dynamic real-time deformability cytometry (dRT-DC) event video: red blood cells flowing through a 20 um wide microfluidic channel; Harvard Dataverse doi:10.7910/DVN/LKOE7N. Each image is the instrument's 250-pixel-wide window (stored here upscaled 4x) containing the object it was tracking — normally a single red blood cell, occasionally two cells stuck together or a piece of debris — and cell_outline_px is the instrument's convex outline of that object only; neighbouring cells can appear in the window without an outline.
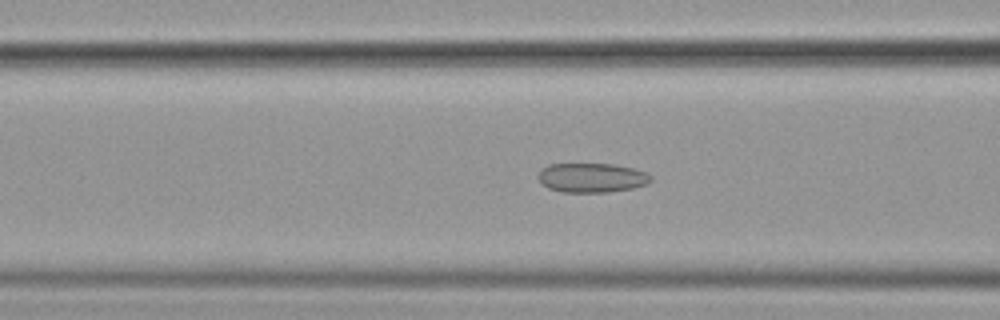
{"species": "common noctule bat (a hibernating species)", "species_latin": "Nyctalus noctula", "temperature_condition": "cold", "stored_images_in_passage": 56, "camera_frame_rate_fps": 3000, "um_per_image_px": 0.085, "animal": {"sex": "female", "body_mass_g": 19.9}, "frame": {"image": 1, "passage_image": 23, "time_ms": 7.333, "image_size_px": [1000, 320], "cell_outline_px": [[652, 180], [648, 184], [632, 188], [608, 192], [560, 192], [548, 188], [540, 180], [540, 168], [548, 164], [612, 164], [632, 168], [644, 172], [652, 176]], "centroid_in_image_um": [50.31, 15.11], "position_along_channel_um": 116.3, "area_um2": 19.19}}
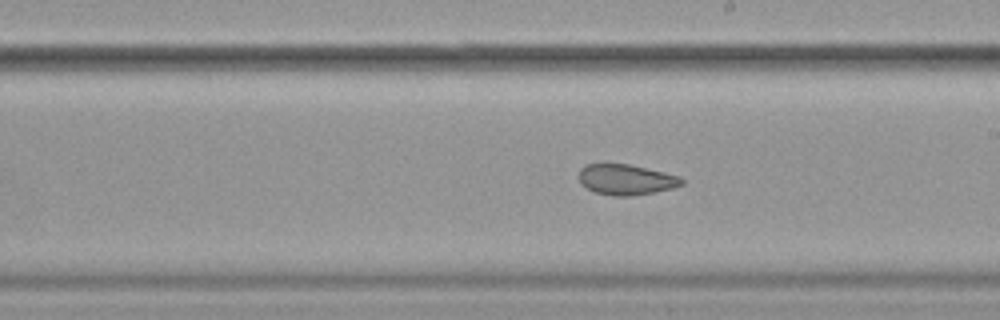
{"frame": {"image": 2, "passage_image": 33, "time_ms": 10.667, "image_size_px": [1000, 320], "cell_outline_px": [[684, 184], [672, 188], [632, 196], [612, 196], [596, 192], [580, 184], [580, 168], [584, 164], [628, 164], [664, 172], [680, 176], [684, 180]], "centroid_in_image_um": [53.22, 15.26], "position_along_channel_um": 235.8, "area_um2": 18.21}}
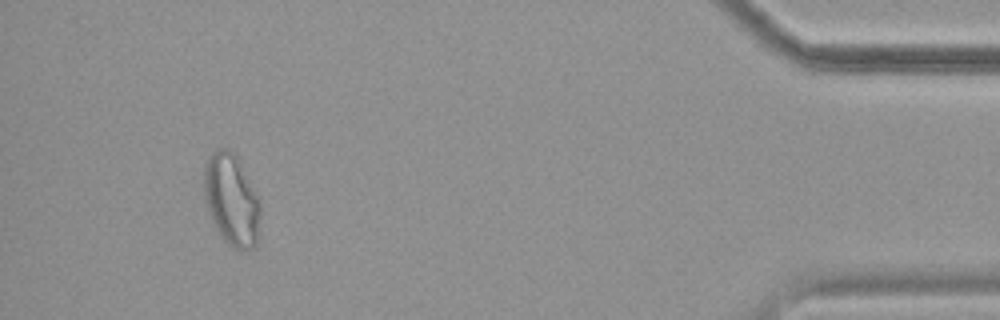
{"frame": {"image": 3, "passage_image": 53, "time_ms": 17.333, "image_size_px": [1000, 320], "cell_outline_px": [[260, 216], [256, 248], [244, 252], [232, 248], [220, 236], [212, 220], [204, 196], [204, 168], [208, 156], [216, 148], [228, 148], [236, 156], [260, 200]], "centroid_in_image_um": [19.69, 17.02], "position_along_channel_um": 415.5, "area_um2": 30.29}}